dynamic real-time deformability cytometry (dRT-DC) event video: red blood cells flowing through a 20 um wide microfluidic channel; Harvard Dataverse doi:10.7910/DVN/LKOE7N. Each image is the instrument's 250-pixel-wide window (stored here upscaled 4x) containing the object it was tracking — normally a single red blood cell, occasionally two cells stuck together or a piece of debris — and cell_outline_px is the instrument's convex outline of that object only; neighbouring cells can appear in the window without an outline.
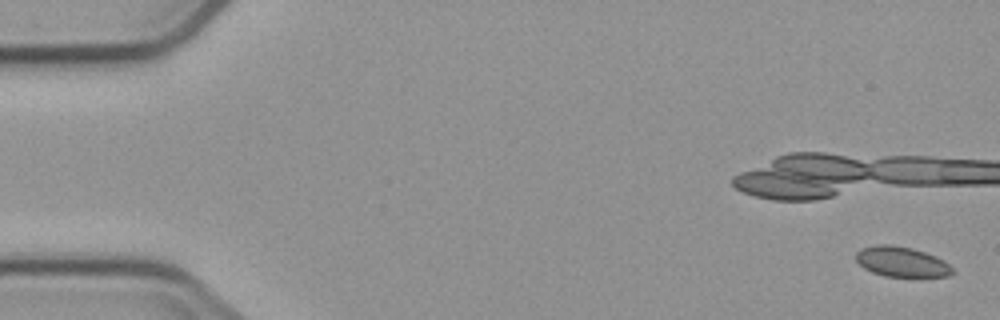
{"species": "common noctule bat (a hibernating species)", "species_latin": "Nyctalus noctula", "temperature_condition": "cold", "stored_images_in_passage": 3, "camera_frame_rate_fps": 3000, "um_per_image_px": 0.085, "animal": {"sex": "male", "body_mass_g": 23.1, "forearm_length_mm": 52.7}, "frame": {"image": 1, "passage_image": 1, "time_ms": 0.0, "image_size_px": [1000, 320], "cell_outline_px": [[956, 272], [948, 276], [884, 276], [872, 272], [864, 268], [856, 260], [856, 252], [860, 248], [876, 244], [892, 244], [912, 248], [936, 256], [944, 260]], "centroid_in_image_um": [76.62, 22.23], "position_along_channel_um": 8.4, "area_um2": 16.99}}